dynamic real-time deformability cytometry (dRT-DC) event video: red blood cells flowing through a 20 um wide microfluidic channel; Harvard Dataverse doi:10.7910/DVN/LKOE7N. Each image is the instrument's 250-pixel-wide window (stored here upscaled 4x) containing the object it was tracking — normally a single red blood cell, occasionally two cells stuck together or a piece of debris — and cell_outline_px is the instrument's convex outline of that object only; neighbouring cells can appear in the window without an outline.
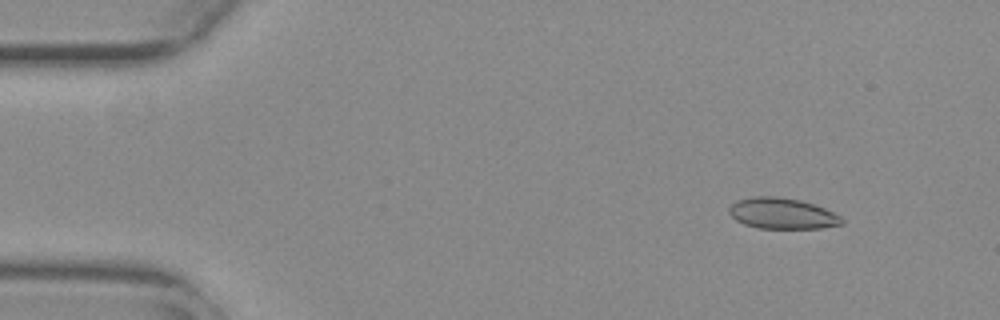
{"species": "common noctule bat (a hibernating species)", "species_latin": "Nyctalus noctula", "temperature_condition": "warm", "stored_images_in_passage": 55, "camera_frame_rate_fps": 3000, "um_per_image_px": 0.085, "animal": {"sex": "female", "body_mass_g": 29.2, "forearm_length_mm": 56.3}, "frame": {"image": 1, "passage_image": 6, "time_ms": 1.667, "image_size_px": [1000, 320], "cell_outline_px": [[844, 224], [820, 228], [760, 228], [744, 224], [736, 220], [728, 212], [728, 208], [736, 200], [752, 196], [776, 196], [800, 200], [824, 208], [840, 216], [844, 220]], "centroid_in_image_um": [66.47, 18.14], "position_along_channel_um": 18.5, "area_um2": 20.29}}
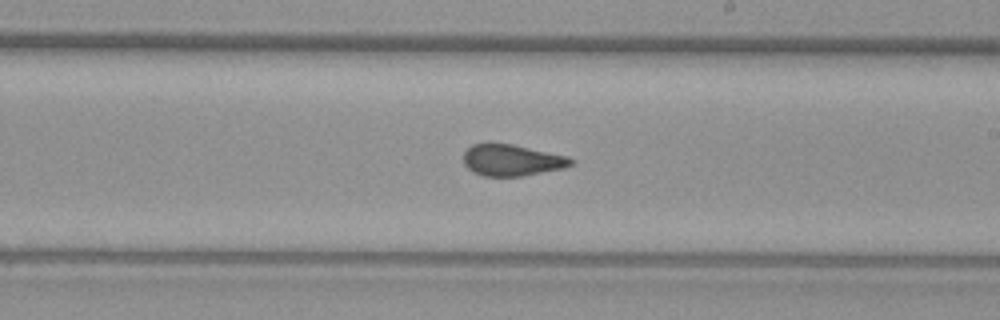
{"frame": {"image": 2, "passage_image": 32, "time_ms": 10.333, "image_size_px": [1000, 320], "cell_outline_px": [[576, 160], [572, 164], [564, 168], [520, 176], [484, 176], [472, 172], [464, 164], [464, 152], [472, 144], [488, 140], [512, 144], [568, 156]], "centroid_in_image_um": [43.47, 13.58], "position_along_channel_um": 245.5, "area_um2": 20.11}}
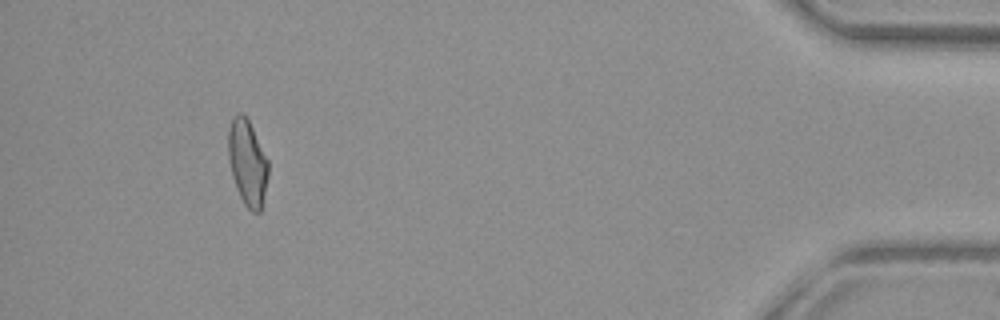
{"frame": {"image": 3, "passage_image": 51, "time_ms": 16.667, "image_size_px": [1000, 320], "cell_outline_px": [[268, 176], [264, 196], [260, 212], [252, 212], [244, 204], [236, 188], [232, 176], [228, 156], [228, 128], [232, 120], [240, 112], [248, 120], [268, 160]], "centroid_in_image_um": [21.03, 13.86], "position_along_channel_um": 414.2, "area_um2": 19.71}, "authors_computed_cell_mechanics": {"area_um2": 20.4034, "velocity_mm_per_s": 3.7569, "shape_relaxation_time_tau1_ms": null, "shape_relaxation_time_tau2_ms": 1.1449, "deformation_change_tau1": null, "deformation_change_tau2": 0.0661}}